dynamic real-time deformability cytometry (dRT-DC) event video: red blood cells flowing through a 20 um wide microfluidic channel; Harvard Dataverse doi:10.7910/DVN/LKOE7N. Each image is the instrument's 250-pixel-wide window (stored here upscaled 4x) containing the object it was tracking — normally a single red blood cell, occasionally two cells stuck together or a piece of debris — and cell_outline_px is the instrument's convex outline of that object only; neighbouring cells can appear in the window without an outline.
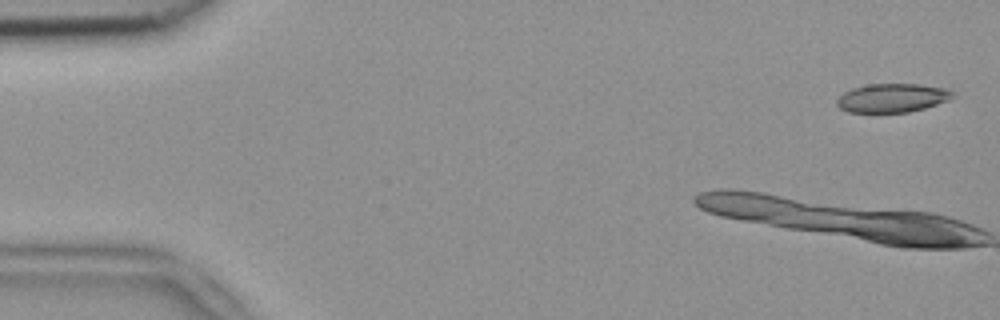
{"species": "common noctule bat (a hibernating species)", "species_latin": "Nyctalus noctula", "temperature_condition": "room temperature", "stored_images_in_passage": 5, "camera_frame_rate_fps": 3000, "um_per_image_px": 0.085, "animal": {"sex": "female", "body_mass_g": 18.4}, "frame": {"image": 1, "passage_image": 1, "time_ms": 0.0, "image_size_px": [1000, 320], "cell_outline_px": [[952, 96], [948, 100], [924, 108], [908, 112], [848, 112], [840, 108], [836, 104], [836, 100], [844, 92], [852, 88], [868, 84], [920, 84], [948, 88], [952, 92]], "centroid_in_image_um": [75.82, 8.32], "position_along_channel_um": 9.2, "area_um2": 19.31}}